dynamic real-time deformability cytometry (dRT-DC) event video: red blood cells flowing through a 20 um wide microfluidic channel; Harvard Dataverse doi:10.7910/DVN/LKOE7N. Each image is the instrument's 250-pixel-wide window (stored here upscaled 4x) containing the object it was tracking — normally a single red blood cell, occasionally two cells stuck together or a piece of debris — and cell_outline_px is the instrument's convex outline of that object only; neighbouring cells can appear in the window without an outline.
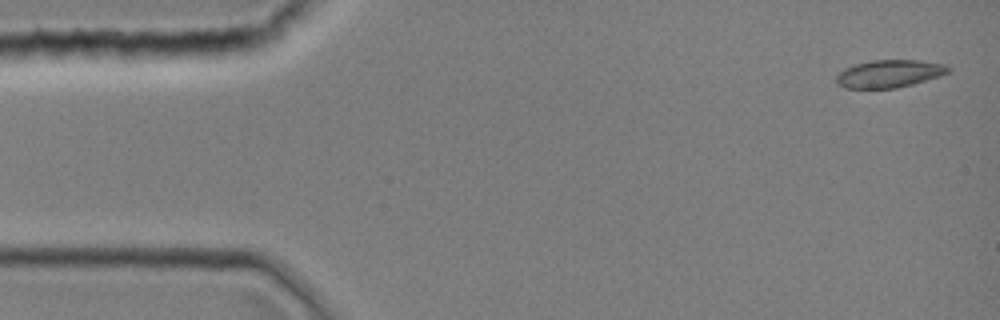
{"species": "common noctule bat (a hibernating species)", "species_latin": "Nyctalus noctula", "temperature_condition": "room temperature", "stored_images_in_passage": 43, "camera_frame_rate_fps": 3000, "um_per_image_px": 0.085, "animal": {"sex": "female", "body_mass_g": 19.0, "forearm_length_mm": 51.5}, "frame": {"image": 1, "passage_image": 1, "time_ms": 0.0, "image_size_px": [1000, 320], "cell_outline_px": [[952, 68], [948, 72], [940, 76], [912, 84], [896, 88], [844, 88], [836, 84], [836, 76], [844, 68], [856, 64], [872, 60], [920, 60], [948, 64]], "centroid_in_image_um": [75.61, 6.26], "position_along_channel_um": 9.4, "area_um2": 18.15}}
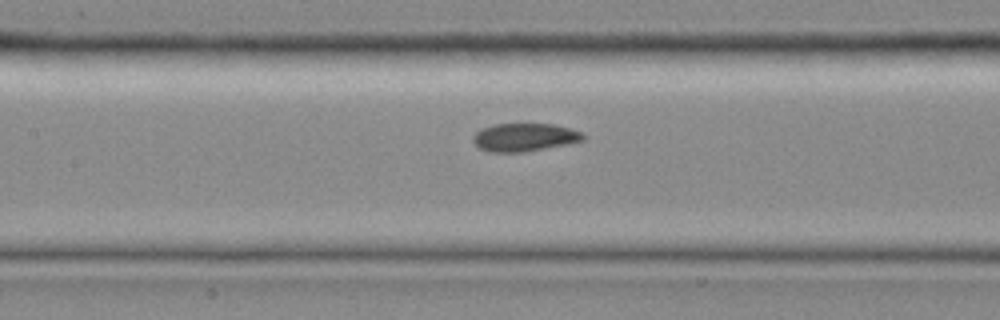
{"frame": {"image": 2, "passage_image": 19, "time_ms": 6.0, "image_size_px": [1000, 320], "cell_outline_px": [[584, 140], [568, 144], [524, 152], [488, 152], [480, 148], [472, 140], [472, 136], [480, 128], [492, 124], [552, 124], [584, 132]], "centroid_in_image_um": [44.56, 11.67], "position_along_channel_um": 162.8, "area_um2": 18.09}}
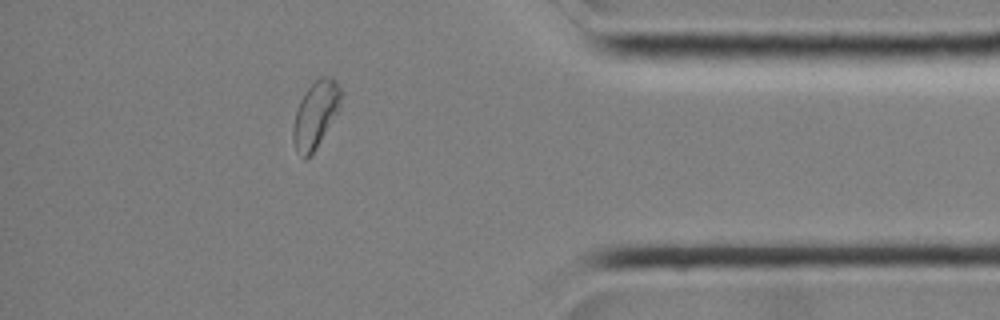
{"frame": {"image": 3, "passage_image": 37, "time_ms": 12.0, "image_size_px": [1000, 320], "cell_outline_px": [[340, 112], [316, 148], [304, 160], [296, 152], [292, 140], [292, 128], [296, 112], [300, 100], [304, 92], [320, 76], [328, 76], [336, 80], [340, 88]], "centroid_in_image_um": [26.82, 9.76], "position_along_channel_um": 408.4, "area_um2": 18.79}}